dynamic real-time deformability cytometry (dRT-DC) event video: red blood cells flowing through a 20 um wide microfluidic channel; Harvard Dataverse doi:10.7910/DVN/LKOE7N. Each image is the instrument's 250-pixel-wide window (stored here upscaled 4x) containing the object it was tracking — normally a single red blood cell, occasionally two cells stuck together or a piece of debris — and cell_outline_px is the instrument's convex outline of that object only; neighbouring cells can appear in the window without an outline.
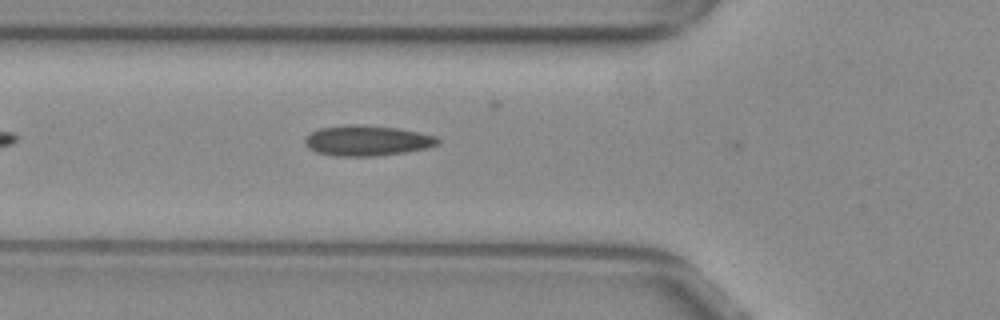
{"species": "common noctule bat (a hibernating species)", "species_latin": "Nyctalus noctula", "temperature_condition": "warm", "stored_images_in_passage": 8, "camera_frame_rate_fps": 3000, "um_per_image_px": 0.085, "animal": {"sex": "female", "body_mass_g": 29.2, "forearm_length_mm": 56.3}, "frame": {"image": 1, "passage_image": 7, "time_ms": 2.0, "image_size_px": [1000, 320], "cell_outline_px": [[440, 144], [428, 148], [404, 152], [372, 156], [336, 156], [316, 152], [308, 148], [304, 144], [304, 136], [320, 128], [344, 124], [360, 124], [400, 128], [436, 136], [440, 140]], "centroid_in_image_um": [31.18, 11.94], "position_along_channel_um": 94.6, "area_um2": 23.81}}